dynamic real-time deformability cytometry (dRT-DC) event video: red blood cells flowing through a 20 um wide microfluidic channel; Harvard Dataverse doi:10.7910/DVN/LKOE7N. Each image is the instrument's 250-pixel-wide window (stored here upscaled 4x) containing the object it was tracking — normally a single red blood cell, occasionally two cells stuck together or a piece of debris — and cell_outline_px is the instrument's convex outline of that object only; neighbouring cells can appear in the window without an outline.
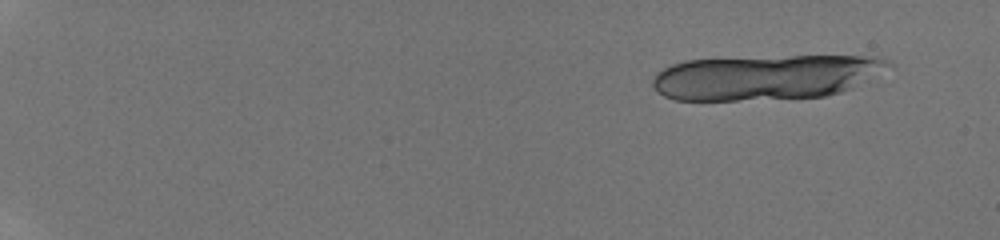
{"species": "human", "species_latin": "Homo sapiens", "temperature_condition": "room temperature", "stored_images_in_passage": 27, "camera_frame_rate_fps": 3000, "um_per_image_px": 0.085, "donor": {"sex": "male"}, "frame": {"image": 1, "passage_image": 1, "time_ms": 0.0, "image_size_px": [1000, 240], "cell_outline_px": [[892, 64], [848, 88], [840, 92], [824, 96], [736, 100], [676, 100], [664, 96], [656, 92], [652, 88], [652, 76], [656, 72], [672, 64], [684, 60], [792, 56], [876, 56], [888, 60]], "centroid_in_image_um": [64.93, 6.55], "position_along_channel_um": 20.1, "area_um2": 60.98}}
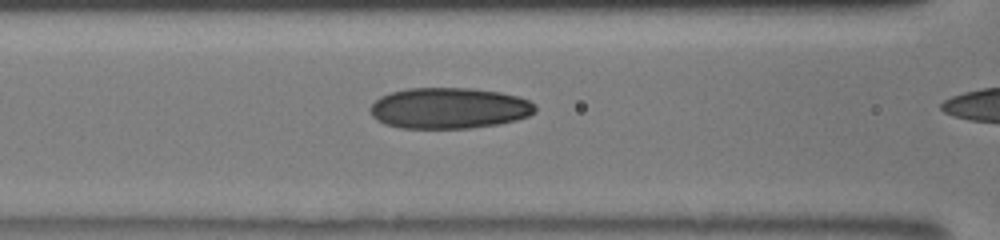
{"frame": {"image": 2, "passage_image": 25, "time_ms": 6.333, "image_size_px": [1000, 240], "cell_outline_px": [[536, 112], [528, 116], [516, 120], [500, 124], [472, 128], [400, 128], [384, 124], [376, 120], [372, 116], [368, 108], [380, 96], [392, 92], [408, 88], [472, 88], [500, 92], [516, 96], [528, 100], [536, 104]], "centroid_in_image_um": [38.17, 9.2], "position_along_channel_um": 128.4, "area_um2": 39.71}}